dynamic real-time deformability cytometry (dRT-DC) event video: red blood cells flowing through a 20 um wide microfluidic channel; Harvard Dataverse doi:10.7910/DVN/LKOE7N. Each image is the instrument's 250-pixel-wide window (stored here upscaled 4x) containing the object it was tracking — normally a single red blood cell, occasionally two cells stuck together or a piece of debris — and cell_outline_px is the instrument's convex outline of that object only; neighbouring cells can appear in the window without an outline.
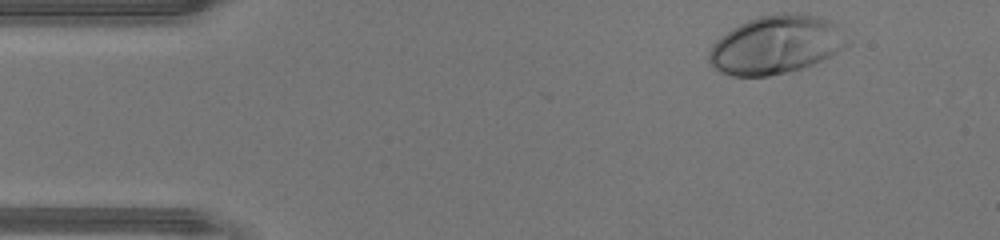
{"species": "human", "species_latin": "Homo sapiens", "temperature_condition": "warm", "stored_images_in_passage": 31, "camera_frame_rate_fps": 3000, "um_per_image_px": 0.085, "donor": {"sex": "male"}, "frame": {"image": 1, "passage_image": 1, "time_ms": 0.0, "image_size_px": [1000, 240], "cell_outline_px": [[852, 44], [812, 64], [800, 68], [768, 76], [732, 76], [720, 72], [708, 60], [708, 52], [712, 44], [720, 36], [732, 28], [748, 20], [760, 16], [784, 12], [800, 12], [816, 16], [828, 20], [836, 24], [852, 40]], "centroid_in_image_um": [65.98, 3.78], "position_along_channel_um": 19.0, "area_um2": 47.11}}
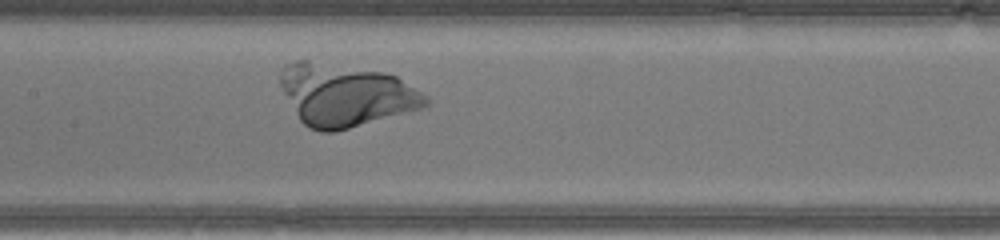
{"frame": {"image": 2, "passage_image": 17, "time_ms": 5.333, "image_size_px": [1000, 240], "cell_outline_px": [[432, 100], [428, 108], [336, 132], [320, 132], [308, 128], [300, 120], [284, 92], [280, 84], [280, 76], [284, 64], [296, 60], [308, 60], [384, 72], [396, 76], [428, 96]], "centroid_in_image_um": [29.44, 8.1], "position_along_channel_um": 178.0, "area_um2": 53.29}}
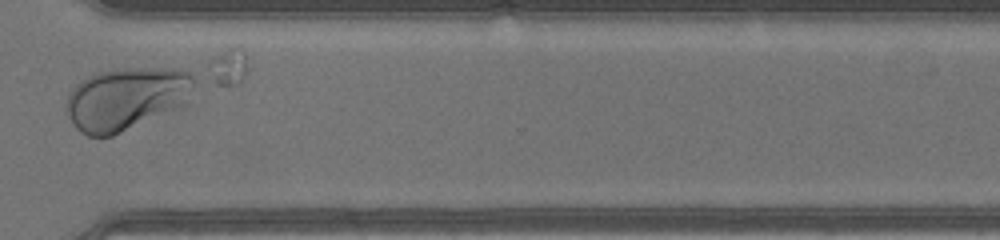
{"frame": {"image": 3, "passage_image": 29, "time_ms": 9.333, "image_size_px": [1000, 240], "cell_outline_px": [[200, 84], [188, 104], [184, 108], [112, 136], [88, 136], [80, 132], [76, 128], [68, 116], [64, 108], [68, 96], [72, 88], [80, 80], [96, 72], [124, 68], [180, 68], [188, 72], [200, 80]], "centroid_in_image_um": [10.86, 8.38], "position_along_channel_um": 359.7, "area_um2": 48.49}}